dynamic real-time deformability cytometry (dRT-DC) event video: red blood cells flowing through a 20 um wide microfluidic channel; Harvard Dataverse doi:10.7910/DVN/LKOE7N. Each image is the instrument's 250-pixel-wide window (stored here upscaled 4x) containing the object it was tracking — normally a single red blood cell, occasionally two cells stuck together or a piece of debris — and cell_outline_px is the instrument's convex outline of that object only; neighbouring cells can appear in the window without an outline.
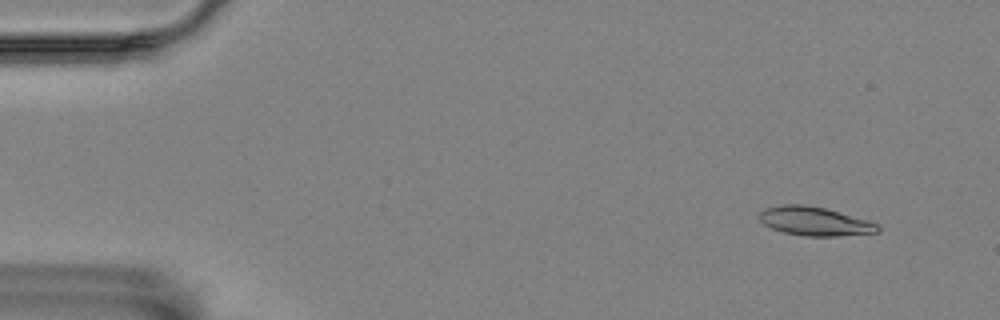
{"species": "Egyptian fruit bat (a non-hibernating species)", "species_latin": "Rousettus aegyptiacus", "temperature_condition": "room temperature", "stored_images_in_passage": 6, "camera_frame_rate_fps": 3000, "um_per_image_px": 0.085, "animal": {"sex": "female"}, "frame": {"image": 1, "passage_image": 1, "time_ms": 0.0, "image_size_px": [1000, 320], "cell_outline_px": [[880, 232], [836, 236], [804, 236], [784, 232], [772, 228], [764, 224], [756, 216], [764, 208], [780, 204], [804, 204], [824, 208], [868, 220], [876, 224], [880, 228]], "centroid_in_image_um": [69.2, 18.8], "position_along_channel_um": 15.8, "area_um2": 19.88}}
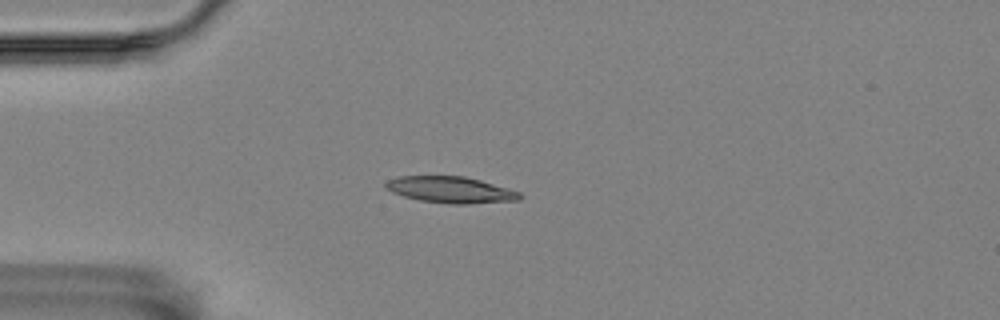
{"frame": {"image": 2, "passage_image": 4, "time_ms": 1.0, "image_size_px": [1000, 320], "cell_outline_px": [[524, 196], [520, 200], [468, 204], [452, 204], [420, 200], [404, 196], [392, 192], [384, 188], [384, 184], [388, 180], [396, 176], [464, 176], [480, 180], [508, 188], [520, 192]], "centroid_in_image_um": [38.31, 16.13], "position_along_channel_um": 46.7, "area_um2": 20.69}}
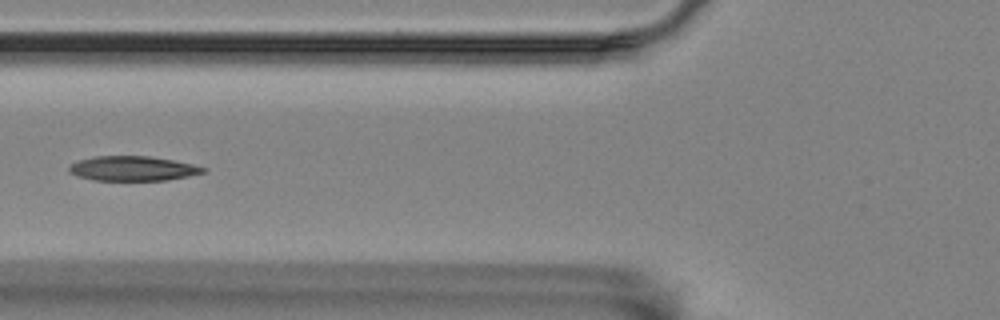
{"frame": {"image": 3, "passage_image": 6, "time_ms": 1.667, "image_size_px": [1000, 320], "cell_outline_px": [[208, 168], [204, 172], [188, 176], [164, 180], [96, 180], [76, 176], [68, 172], [68, 168], [72, 164], [80, 160], [96, 156], [148, 156], [172, 160], [192, 164]], "centroid_in_image_um": [11.27, 14.32], "position_along_channel_um": 114.5, "area_um2": 19.07}}